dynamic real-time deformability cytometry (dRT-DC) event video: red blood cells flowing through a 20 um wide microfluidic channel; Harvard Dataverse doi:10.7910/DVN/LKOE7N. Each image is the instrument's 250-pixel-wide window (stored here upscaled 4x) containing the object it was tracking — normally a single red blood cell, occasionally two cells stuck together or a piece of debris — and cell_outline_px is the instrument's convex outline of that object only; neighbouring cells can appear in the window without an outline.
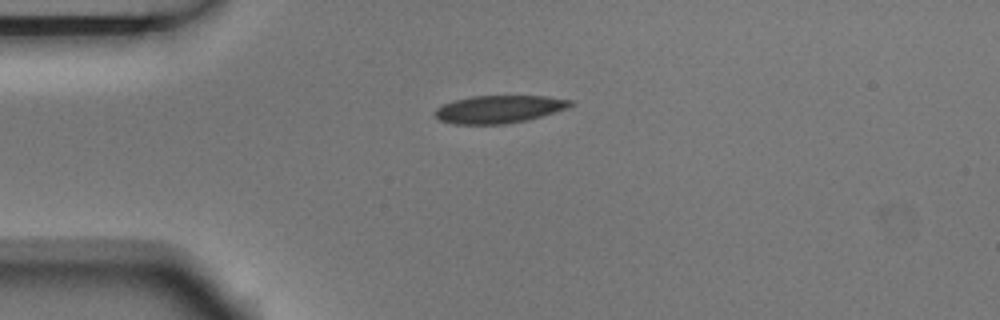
{"species": "Egyptian fruit bat (a non-hibernating species)", "species_latin": "Rousettus aegyptiacus", "temperature_condition": "room temperature", "stored_images_in_passage": 8, "camera_frame_rate_fps": 3000, "um_per_image_px": 0.085, "animal": {"sex": "male"}, "frame": {"image": 1, "passage_image": 1, "time_ms": 0.0, "image_size_px": [1000, 320], "cell_outline_px": [[576, 104], [568, 108], [540, 116], [524, 120], [504, 124], [452, 124], [440, 120], [432, 112], [436, 108], [444, 104], [456, 100], [472, 96], [544, 96], [572, 100]], "centroid_in_image_um": [42.41, 9.28], "position_along_channel_um": 42.6, "area_um2": 21.73}}
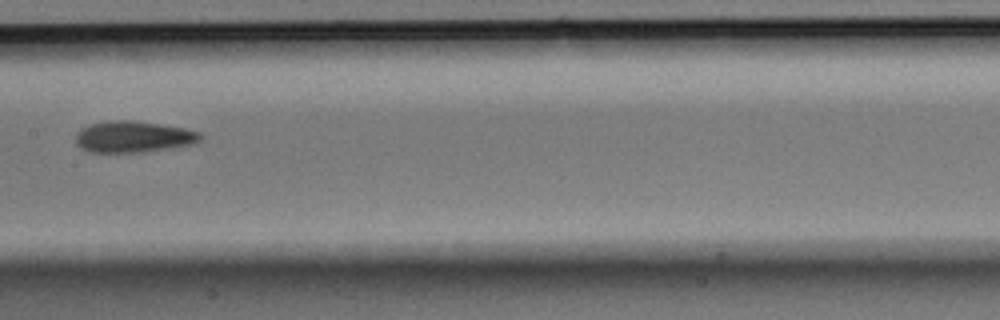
{"frame": {"image": 2, "passage_image": 5, "time_ms": 1.333, "image_size_px": [1000, 320], "cell_outline_px": [[204, 136], [196, 144], [140, 152], [88, 152], [80, 148], [76, 144], [76, 136], [80, 128], [88, 124], [108, 120], [136, 120], [184, 128], [200, 132]], "centroid_in_image_um": [11.33, 11.61], "position_along_channel_um": 196.1, "area_um2": 23.06}}
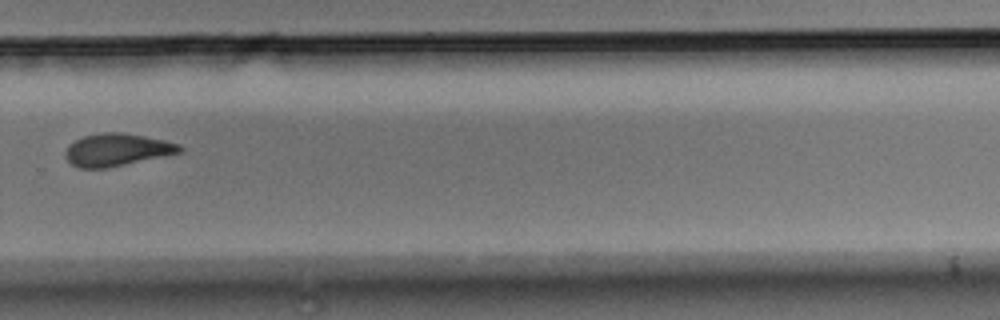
{"frame": {"image": 3, "passage_image": 8, "time_ms": 2.333, "image_size_px": [1000, 320], "cell_outline_px": [[184, 152], [108, 168], [80, 168], [72, 164], [64, 156], [64, 152], [68, 144], [84, 136], [104, 132], [120, 132], [144, 136], [164, 140], [180, 144], [184, 148]], "centroid_in_image_um": [9.96, 12.74], "position_along_channel_um": 319.8, "area_um2": 21.79}}